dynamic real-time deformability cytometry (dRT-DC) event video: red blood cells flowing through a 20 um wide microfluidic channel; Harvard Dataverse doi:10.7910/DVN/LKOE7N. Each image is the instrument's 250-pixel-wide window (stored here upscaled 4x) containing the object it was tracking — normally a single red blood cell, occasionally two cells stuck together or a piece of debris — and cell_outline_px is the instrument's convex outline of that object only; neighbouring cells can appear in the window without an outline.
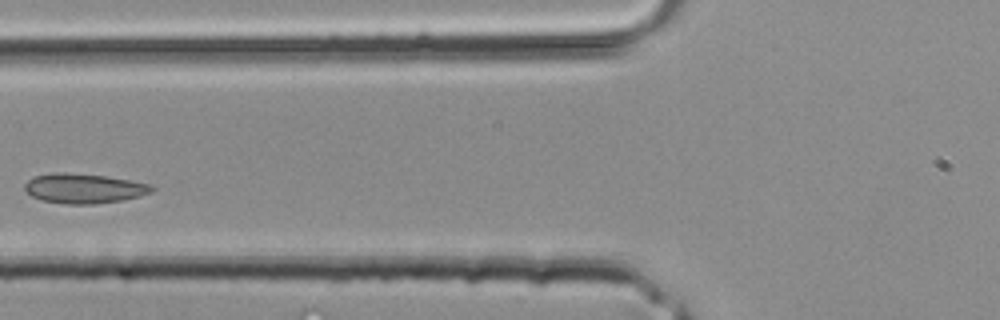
{"species": "common noctule bat (a hibernating species)", "species_latin": "Nyctalus noctula", "temperature_condition": "room temperature", "stored_images_in_passage": 4, "camera_frame_rate_fps": 3000, "um_per_image_px": 0.085, "animal": {"sex": "male", "body_mass_g": 20.4}, "frame": {"image": 1, "passage_image": 4, "time_ms": 1.0, "image_size_px": [1000, 320], "cell_outline_px": [[156, 188], [152, 192], [140, 196], [124, 200], [92, 204], [68, 204], [40, 200], [32, 196], [24, 188], [24, 184], [28, 180], [36, 176], [52, 172], [64, 172], [104, 176], [152, 184]], "centroid_in_image_um": [7.15, 16.02], "position_along_channel_um": 118.6, "area_um2": 22.02}}